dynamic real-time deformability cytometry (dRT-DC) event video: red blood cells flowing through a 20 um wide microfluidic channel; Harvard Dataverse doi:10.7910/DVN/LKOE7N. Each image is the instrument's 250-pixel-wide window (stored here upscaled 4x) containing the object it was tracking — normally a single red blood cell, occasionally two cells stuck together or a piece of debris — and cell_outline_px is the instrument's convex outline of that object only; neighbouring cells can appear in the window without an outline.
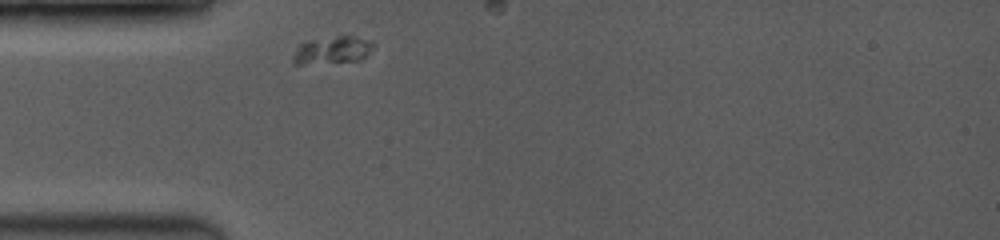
{"species": "common noctule bat (a hibernating species)", "species_latin": "Nyctalus noctula", "temperature_condition": "room temperature", "stored_images_in_passage": 6, "camera_frame_rate_fps": 3500, "um_per_image_px": 0.085, "animal": {"sex": "female", "body_mass_g": 19.0, "forearm_length_mm": 53.3}, "frame": {"image": 1, "passage_image": 1, "time_ms": 0.0, "image_size_px": [1000, 240], "cell_outline_px": [[376, 44], [360, 60], [304, 64], [292, 64], [292, 56], [300, 44], [308, 40], [336, 36], [352, 36], [372, 40]], "centroid_in_image_um": [28.24, 4.25], "position_along_channel_um": 56.8, "area_um2": 12.77}}
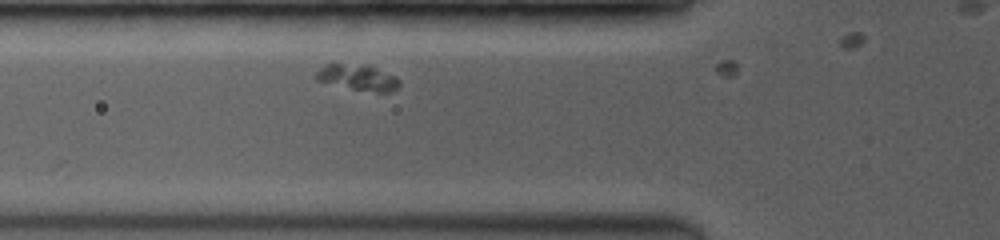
{"frame": {"image": 2, "passage_image": 5, "time_ms": 1.143, "image_size_px": [1000, 240], "cell_outline_px": [[400, 84], [392, 92], [376, 92], [352, 88], [316, 80], [316, 72], [320, 68], [328, 64], [368, 64], [396, 76], [400, 80]], "centroid_in_image_um": [30.47, 6.57], "position_along_channel_um": 95.3, "area_um2": 12.43}}